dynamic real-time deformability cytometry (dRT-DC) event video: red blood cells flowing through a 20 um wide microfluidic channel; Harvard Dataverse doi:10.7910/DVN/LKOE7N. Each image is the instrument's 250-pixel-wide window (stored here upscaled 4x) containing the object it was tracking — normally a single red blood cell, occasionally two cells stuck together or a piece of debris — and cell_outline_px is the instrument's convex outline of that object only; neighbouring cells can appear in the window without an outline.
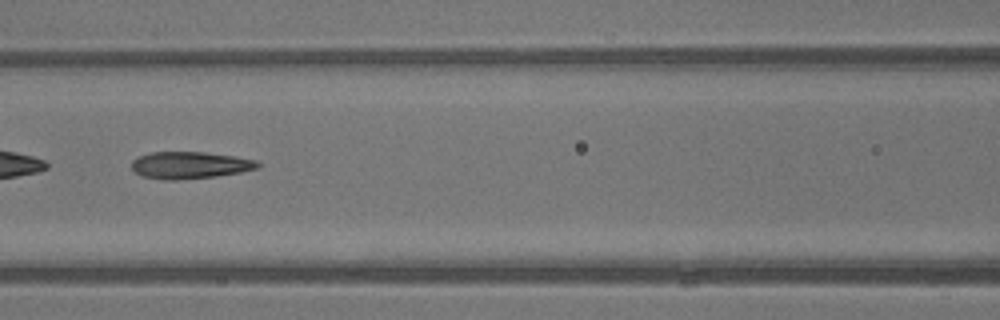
{"species": "common noctule bat (a hibernating species)", "species_latin": "Nyctalus noctula", "temperature_condition": "warm", "stored_images_in_passage": 13, "camera_frame_rate_fps": 3000, "um_per_image_px": 0.085, "animal": {"sex": "male", "body_mass_g": 13.3}, "frame": {"image": 1, "passage_image": 10, "time_ms": 3.0, "image_size_px": [1000, 320], "cell_outline_px": [[260, 164], [256, 168], [240, 172], [216, 176], [176, 180], [164, 180], [140, 176], [132, 168], [132, 160], [136, 156], [152, 152], [204, 152], [236, 156], [256, 160]], "centroid_in_image_um": [16.1, 14.03], "position_along_channel_um": 150.5, "area_um2": 19.88}}
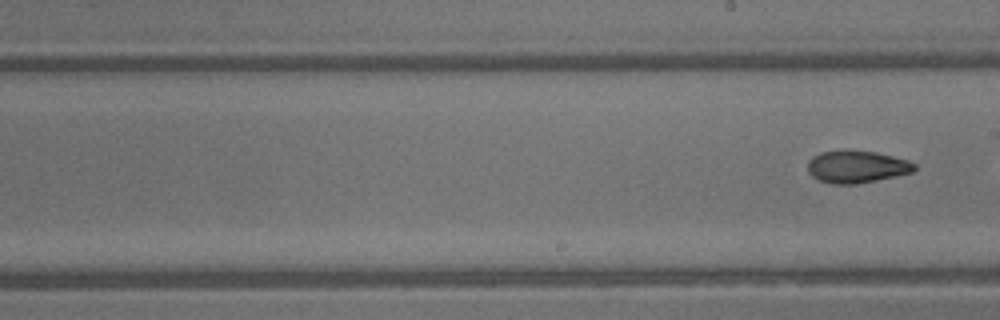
{"frame": {"image": 2, "passage_image": 13, "time_ms": 4.0, "image_size_px": [1000, 320], "cell_outline_px": [[916, 168], [912, 172], [896, 176], [856, 184], [832, 184], [816, 180], [808, 172], [808, 160], [812, 156], [820, 152], [876, 152], [908, 160], [916, 164]], "centroid_in_image_um": [72.8, 14.2], "position_along_channel_um": 216.2, "area_um2": 19.77}}